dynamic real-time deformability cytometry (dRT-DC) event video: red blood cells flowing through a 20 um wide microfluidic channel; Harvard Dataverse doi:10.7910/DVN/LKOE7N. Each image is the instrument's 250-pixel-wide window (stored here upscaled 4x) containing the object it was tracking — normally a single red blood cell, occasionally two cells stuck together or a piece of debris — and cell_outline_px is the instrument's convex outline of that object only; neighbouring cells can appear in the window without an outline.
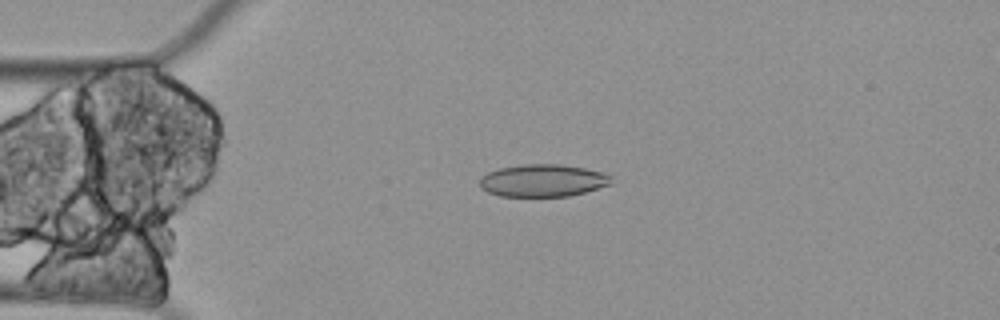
{"species": "Egyptian fruit bat (a non-hibernating species)", "species_latin": "Rousettus aegyptiacus", "temperature_condition": "cold", "stored_images_in_passage": 54, "camera_frame_rate_fps": 3000, "um_per_image_px": 0.085, "animal": {"sex": "female"}, "frame": {"image": 1, "passage_image": 9, "time_ms": 2.667, "image_size_px": [1000, 320], "cell_outline_px": [[612, 184], [584, 192], [568, 196], [500, 196], [488, 192], [480, 188], [480, 176], [488, 172], [500, 168], [524, 164], [560, 164], [584, 168], [604, 172], [612, 176]], "centroid_in_image_um": [46.15, 15.34], "position_along_channel_um": 38.9, "area_um2": 24.91}}
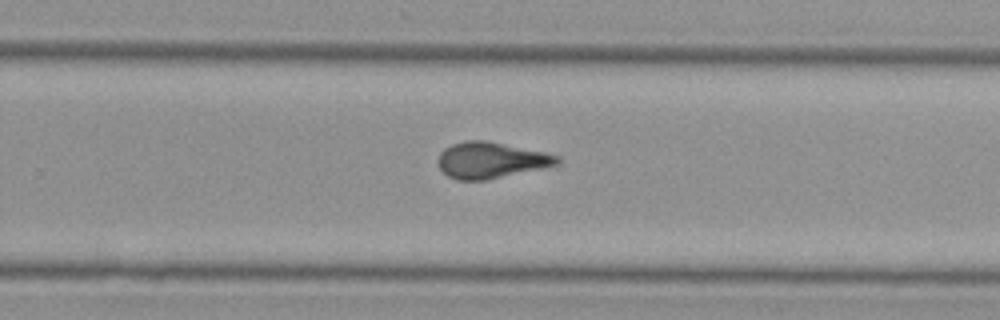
{"frame": {"image": 2, "passage_image": 33, "time_ms": 10.667, "image_size_px": [1000, 320], "cell_outline_px": [[560, 164], [484, 180], [456, 180], [448, 176], [440, 168], [440, 152], [444, 148], [452, 144], [464, 140], [488, 140], [544, 152], [560, 156]], "centroid_in_image_um": [41.73, 13.6], "position_along_channel_um": 288.1, "area_um2": 24.85}}
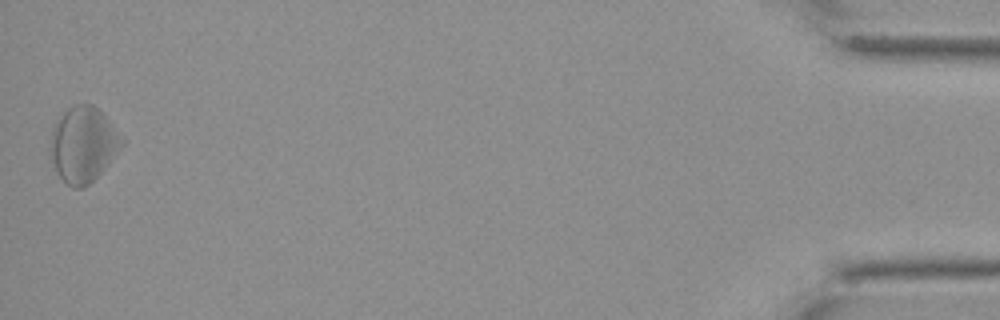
{"frame": {"image": 3, "passage_image": 54, "time_ms": 17.667, "image_size_px": [1000, 320], "cell_outline_px": [[124, 144], [104, 168], [88, 184], [80, 188], [72, 188], [60, 176], [52, 160], [48, 148], [52, 124], [68, 108], [76, 104], [92, 104], [108, 120], [124, 140]], "centroid_in_image_um": [7.02, 12.26], "position_along_channel_um": 428.2, "area_um2": 30.98}, "authors_computed_cell_mechanics": {"area_um2": 25.3164, "velocity_mm_per_s": 3.3063, "shape_relaxation_time_tau1_ms": null, "shape_relaxation_time_tau2_ms": 3.4636, "deformation_change_tau1": null, "deformation_change_tau2": 0.117}}